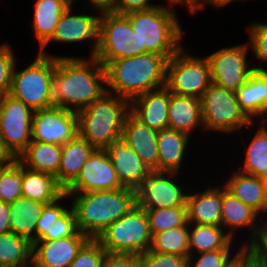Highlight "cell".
Instances as JSON below:
<instances>
[{"label":"cell","mask_w":267,"mask_h":267,"mask_svg":"<svg viewBox=\"0 0 267 267\" xmlns=\"http://www.w3.org/2000/svg\"><path fill=\"white\" fill-rule=\"evenodd\" d=\"M13 45L8 41L0 44V95L9 94L12 84V74L17 60Z\"/></svg>","instance_id":"60d3db41"},{"label":"cell","mask_w":267,"mask_h":267,"mask_svg":"<svg viewBox=\"0 0 267 267\" xmlns=\"http://www.w3.org/2000/svg\"><path fill=\"white\" fill-rule=\"evenodd\" d=\"M33 17L29 22L31 37L38 42V51L53 35L59 19L71 3L68 0H34Z\"/></svg>","instance_id":"4316f807"},{"label":"cell","mask_w":267,"mask_h":267,"mask_svg":"<svg viewBox=\"0 0 267 267\" xmlns=\"http://www.w3.org/2000/svg\"><path fill=\"white\" fill-rule=\"evenodd\" d=\"M130 113V101L105 92L86 108L76 112L78 136L96 149H106L121 139L124 122Z\"/></svg>","instance_id":"5b68a950"},{"label":"cell","mask_w":267,"mask_h":267,"mask_svg":"<svg viewBox=\"0 0 267 267\" xmlns=\"http://www.w3.org/2000/svg\"><path fill=\"white\" fill-rule=\"evenodd\" d=\"M221 226L243 247L254 238L261 227L260 215L231 194L223 184Z\"/></svg>","instance_id":"e0dca14e"},{"label":"cell","mask_w":267,"mask_h":267,"mask_svg":"<svg viewBox=\"0 0 267 267\" xmlns=\"http://www.w3.org/2000/svg\"><path fill=\"white\" fill-rule=\"evenodd\" d=\"M34 110L6 94L0 102V138L18 157L32 141Z\"/></svg>","instance_id":"5bb4252c"},{"label":"cell","mask_w":267,"mask_h":267,"mask_svg":"<svg viewBox=\"0 0 267 267\" xmlns=\"http://www.w3.org/2000/svg\"><path fill=\"white\" fill-rule=\"evenodd\" d=\"M61 154L60 145L31 141L17 160L27 169L56 176L61 163Z\"/></svg>","instance_id":"4dcf8cb0"},{"label":"cell","mask_w":267,"mask_h":267,"mask_svg":"<svg viewBox=\"0 0 267 267\" xmlns=\"http://www.w3.org/2000/svg\"><path fill=\"white\" fill-rule=\"evenodd\" d=\"M102 267H141L140 255L106 253Z\"/></svg>","instance_id":"bcb514c9"},{"label":"cell","mask_w":267,"mask_h":267,"mask_svg":"<svg viewBox=\"0 0 267 267\" xmlns=\"http://www.w3.org/2000/svg\"><path fill=\"white\" fill-rule=\"evenodd\" d=\"M255 123L267 131V103L260 116L256 119Z\"/></svg>","instance_id":"11a10c76"},{"label":"cell","mask_w":267,"mask_h":267,"mask_svg":"<svg viewBox=\"0 0 267 267\" xmlns=\"http://www.w3.org/2000/svg\"><path fill=\"white\" fill-rule=\"evenodd\" d=\"M23 166L17 160L0 169V201L12 203L22 197Z\"/></svg>","instance_id":"74e56055"},{"label":"cell","mask_w":267,"mask_h":267,"mask_svg":"<svg viewBox=\"0 0 267 267\" xmlns=\"http://www.w3.org/2000/svg\"><path fill=\"white\" fill-rule=\"evenodd\" d=\"M193 140L195 141L194 137L174 129L166 128L158 131V171L182 173L184 167L187 166L188 168L190 165H186L189 163L186 161H189L187 158L191 159L189 154L193 150L190 151L189 149L195 143Z\"/></svg>","instance_id":"7402d4cb"},{"label":"cell","mask_w":267,"mask_h":267,"mask_svg":"<svg viewBox=\"0 0 267 267\" xmlns=\"http://www.w3.org/2000/svg\"><path fill=\"white\" fill-rule=\"evenodd\" d=\"M159 253L189 256V223L152 235L150 249Z\"/></svg>","instance_id":"e575fe53"},{"label":"cell","mask_w":267,"mask_h":267,"mask_svg":"<svg viewBox=\"0 0 267 267\" xmlns=\"http://www.w3.org/2000/svg\"><path fill=\"white\" fill-rule=\"evenodd\" d=\"M26 267H36L33 263L29 266H26Z\"/></svg>","instance_id":"94428289"},{"label":"cell","mask_w":267,"mask_h":267,"mask_svg":"<svg viewBox=\"0 0 267 267\" xmlns=\"http://www.w3.org/2000/svg\"><path fill=\"white\" fill-rule=\"evenodd\" d=\"M167 59L154 53L115 59L104 68L107 92L132 101L166 85Z\"/></svg>","instance_id":"3957f363"},{"label":"cell","mask_w":267,"mask_h":267,"mask_svg":"<svg viewBox=\"0 0 267 267\" xmlns=\"http://www.w3.org/2000/svg\"><path fill=\"white\" fill-rule=\"evenodd\" d=\"M78 5L71 4L68 9L63 13L59 22L55 28L54 35L36 52H39L47 56H68L64 54L48 53L46 50L47 46L51 44H65L64 46L78 45L81 47L82 44L92 43L90 46V52L88 55L83 56H94L99 43V19L101 13L88 8L79 10ZM75 8V10H74ZM77 8V10H76ZM89 10V11H88ZM82 13H81V12ZM91 11V12H90ZM93 11V12H92ZM82 43V44H81Z\"/></svg>","instance_id":"30bf717a"},{"label":"cell","mask_w":267,"mask_h":267,"mask_svg":"<svg viewBox=\"0 0 267 267\" xmlns=\"http://www.w3.org/2000/svg\"><path fill=\"white\" fill-rule=\"evenodd\" d=\"M78 231L76 225V215L70 207L54 225H50L49 230L39 240H57L65 237H71Z\"/></svg>","instance_id":"7bdbcfd3"},{"label":"cell","mask_w":267,"mask_h":267,"mask_svg":"<svg viewBox=\"0 0 267 267\" xmlns=\"http://www.w3.org/2000/svg\"><path fill=\"white\" fill-rule=\"evenodd\" d=\"M64 194L56 177L27 169L23 166L22 196L45 204L52 203Z\"/></svg>","instance_id":"d6a6232c"},{"label":"cell","mask_w":267,"mask_h":267,"mask_svg":"<svg viewBox=\"0 0 267 267\" xmlns=\"http://www.w3.org/2000/svg\"><path fill=\"white\" fill-rule=\"evenodd\" d=\"M247 267H257L251 260L249 254L247 253Z\"/></svg>","instance_id":"680465c9"},{"label":"cell","mask_w":267,"mask_h":267,"mask_svg":"<svg viewBox=\"0 0 267 267\" xmlns=\"http://www.w3.org/2000/svg\"><path fill=\"white\" fill-rule=\"evenodd\" d=\"M95 150L94 146L78 135L62 145L61 163L55 177L64 190L77 178L81 168Z\"/></svg>","instance_id":"83f0119b"},{"label":"cell","mask_w":267,"mask_h":267,"mask_svg":"<svg viewBox=\"0 0 267 267\" xmlns=\"http://www.w3.org/2000/svg\"><path fill=\"white\" fill-rule=\"evenodd\" d=\"M31 61L21 68L20 61L16 62L9 95L34 111L52 108L56 57L37 52Z\"/></svg>","instance_id":"8992f818"},{"label":"cell","mask_w":267,"mask_h":267,"mask_svg":"<svg viewBox=\"0 0 267 267\" xmlns=\"http://www.w3.org/2000/svg\"><path fill=\"white\" fill-rule=\"evenodd\" d=\"M184 44L166 65V87L180 96L201 98L211 85V71L205 54L195 55L191 48Z\"/></svg>","instance_id":"ba28073f"},{"label":"cell","mask_w":267,"mask_h":267,"mask_svg":"<svg viewBox=\"0 0 267 267\" xmlns=\"http://www.w3.org/2000/svg\"><path fill=\"white\" fill-rule=\"evenodd\" d=\"M158 131L138 120L131 112L127 115L122 130L121 139L142 159L151 169L158 171Z\"/></svg>","instance_id":"cb8c5ba5"},{"label":"cell","mask_w":267,"mask_h":267,"mask_svg":"<svg viewBox=\"0 0 267 267\" xmlns=\"http://www.w3.org/2000/svg\"><path fill=\"white\" fill-rule=\"evenodd\" d=\"M244 133L248 137H245ZM235 137H237L235 138L237 140L234 141V144L236 145L239 142V146H237L239 147V150L237 153L239 154V151L242 150V147L244 149L242 150L243 154L237 158L239 161L241 159L242 160L239 162L234 158L233 160H231L234 164L232 162L231 164H237L234 167L245 174L253 175L267 180V131L258 126L255 122H252ZM240 138L243 143H240V141L238 140ZM241 156L243 157L241 158ZM234 160L237 161V163Z\"/></svg>","instance_id":"d6986e66"},{"label":"cell","mask_w":267,"mask_h":267,"mask_svg":"<svg viewBox=\"0 0 267 267\" xmlns=\"http://www.w3.org/2000/svg\"><path fill=\"white\" fill-rule=\"evenodd\" d=\"M106 253L97 239H89L69 267H102Z\"/></svg>","instance_id":"b9f144b4"},{"label":"cell","mask_w":267,"mask_h":267,"mask_svg":"<svg viewBox=\"0 0 267 267\" xmlns=\"http://www.w3.org/2000/svg\"><path fill=\"white\" fill-rule=\"evenodd\" d=\"M204 0H184V10L193 15L196 8L203 2Z\"/></svg>","instance_id":"f5cc1de1"},{"label":"cell","mask_w":267,"mask_h":267,"mask_svg":"<svg viewBox=\"0 0 267 267\" xmlns=\"http://www.w3.org/2000/svg\"><path fill=\"white\" fill-rule=\"evenodd\" d=\"M246 29L254 69L267 71V25L262 20H254Z\"/></svg>","instance_id":"8d00e7d4"},{"label":"cell","mask_w":267,"mask_h":267,"mask_svg":"<svg viewBox=\"0 0 267 267\" xmlns=\"http://www.w3.org/2000/svg\"><path fill=\"white\" fill-rule=\"evenodd\" d=\"M106 151L116 171L118 180L124 187L136 189L151 169L142 161L135 150L122 139L112 142Z\"/></svg>","instance_id":"484cf974"},{"label":"cell","mask_w":267,"mask_h":267,"mask_svg":"<svg viewBox=\"0 0 267 267\" xmlns=\"http://www.w3.org/2000/svg\"><path fill=\"white\" fill-rule=\"evenodd\" d=\"M107 253L140 255L150 249L152 235L146 210L137 204L97 238Z\"/></svg>","instance_id":"9c48e42d"},{"label":"cell","mask_w":267,"mask_h":267,"mask_svg":"<svg viewBox=\"0 0 267 267\" xmlns=\"http://www.w3.org/2000/svg\"><path fill=\"white\" fill-rule=\"evenodd\" d=\"M220 249H244L222 226L189 223V255Z\"/></svg>","instance_id":"f1b7e54d"},{"label":"cell","mask_w":267,"mask_h":267,"mask_svg":"<svg viewBox=\"0 0 267 267\" xmlns=\"http://www.w3.org/2000/svg\"><path fill=\"white\" fill-rule=\"evenodd\" d=\"M227 166L229 167V170H227L229 173L219 170L220 180L218 179V181H221L226 189L236 198L261 215L264 212L267 203V180L245 174L236 169L234 165L232 168L231 163L228 165L226 164V167ZM225 174L229 175L226 177Z\"/></svg>","instance_id":"44dd1931"},{"label":"cell","mask_w":267,"mask_h":267,"mask_svg":"<svg viewBox=\"0 0 267 267\" xmlns=\"http://www.w3.org/2000/svg\"><path fill=\"white\" fill-rule=\"evenodd\" d=\"M122 187L106 149H96L64 193L117 190Z\"/></svg>","instance_id":"2e32d148"},{"label":"cell","mask_w":267,"mask_h":267,"mask_svg":"<svg viewBox=\"0 0 267 267\" xmlns=\"http://www.w3.org/2000/svg\"><path fill=\"white\" fill-rule=\"evenodd\" d=\"M170 91L166 86L150 90L130 102V112L143 124L161 131L168 128Z\"/></svg>","instance_id":"603a6c76"},{"label":"cell","mask_w":267,"mask_h":267,"mask_svg":"<svg viewBox=\"0 0 267 267\" xmlns=\"http://www.w3.org/2000/svg\"><path fill=\"white\" fill-rule=\"evenodd\" d=\"M235 93L241 110L255 122L267 103V71L254 70Z\"/></svg>","instance_id":"f546056e"},{"label":"cell","mask_w":267,"mask_h":267,"mask_svg":"<svg viewBox=\"0 0 267 267\" xmlns=\"http://www.w3.org/2000/svg\"><path fill=\"white\" fill-rule=\"evenodd\" d=\"M77 135L76 112L57 106L34 111L32 141L62 146Z\"/></svg>","instance_id":"9a60e30c"},{"label":"cell","mask_w":267,"mask_h":267,"mask_svg":"<svg viewBox=\"0 0 267 267\" xmlns=\"http://www.w3.org/2000/svg\"><path fill=\"white\" fill-rule=\"evenodd\" d=\"M246 1L249 2V0H204L195 10L194 12V16H196L195 14L197 13H201L202 11L204 12L206 10V8H211V9H218V8H228V5L230 4H235L236 2H238L239 4L241 3H246ZM251 1V0H250ZM241 2V3H240ZM201 11V12H199Z\"/></svg>","instance_id":"681fc988"},{"label":"cell","mask_w":267,"mask_h":267,"mask_svg":"<svg viewBox=\"0 0 267 267\" xmlns=\"http://www.w3.org/2000/svg\"><path fill=\"white\" fill-rule=\"evenodd\" d=\"M244 250L257 267H267V228L260 227Z\"/></svg>","instance_id":"f6af8a7d"},{"label":"cell","mask_w":267,"mask_h":267,"mask_svg":"<svg viewBox=\"0 0 267 267\" xmlns=\"http://www.w3.org/2000/svg\"><path fill=\"white\" fill-rule=\"evenodd\" d=\"M71 4H74V5H76V4H78V2H80L79 4H81L82 3V1L83 0H68ZM76 3V4H75Z\"/></svg>","instance_id":"91938a15"},{"label":"cell","mask_w":267,"mask_h":267,"mask_svg":"<svg viewBox=\"0 0 267 267\" xmlns=\"http://www.w3.org/2000/svg\"><path fill=\"white\" fill-rule=\"evenodd\" d=\"M16 161V155L7 147V145L0 138V169L9 167Z\"/></svg>","instance_id":"f907efd6"},{"label":"cell","mask_w":267,"mask_h":267,"mask_svg":"<svg viewBox=\"0 0 267 267\" xmlns=\"http://www.w3.org/2000/svg\"><path fill=\"white\" fill-rule=\"evenodd\" d=\"M200 103L204 135L207 138L208 135L213 138L215 133V137L222 134L218 138L224 140L227 137L234 141L230 135L236 136L252 123L241 110L236 93L213 82L202 94Z\"/></svg>","instance_id":"52a82bcc"},{"label":"cell","mask_w":267,"mask_h":267,"mask_svg":"<svg viewBox=\"0 0 267 267\" xmlns=\"http://www.w3.org/2000/svg\"><path fill=\"white\" fill-rule=\"evenodd\" d=\"M139 55V39L124 14L101 13L99 19V43L95 53L105 66L115 59Z\"/></svg>","instance_id":"7c38bea8"},{"label":"cell","mask_w":267,"mask_h":267,"mask_svg":"<svg viewBox=\"0 0 267 267\" xmlns=\"http://www.w3.org/2000/svg\"><path fill=\"white\" fill-rule=\"evenodd\" d=\"M156 1V2H154ZM159 1V0H158ZM157 0H118L114 13L126 14L131 11L148 10L161 5ZM158 2V4H156Z\"/></svg>","instance_id":"7dc6e473"},{"label":"cell","mask_w":267,"mask_h":267,"mask_svg":"<svg viewBox=\"0 0 267 267\" xmlns=\"http://www.w3.org/2000/svg\"><path fill=\"white\" fill-rule=\"evenodd\" d=\"M182 174L184 172L180 174L151 170L135 189L137 205L143 209L186 206V196L190 188L187 181L191 175Z\"/></svg>","instance_id":"8fae6325"},{"label":"cell","mask_w":267,"mask_h":267,"mask_svg":"<svg viewBox=\"0 0 267 267\" xmlns=\"http://www.w3.org/2000/svg\"><path fill=\"white\" fill-rule=\"evenodd\" d=\"M105 92V68L95 56L56 57L53 77L54 106L78 112Z\"/></svg>","instance_id":"6da1fadb"},{"label":"cell","mask_w":267,"mask_h":267,"mask_svg":"<svg viewBox=\"0 0 267 267\" xmlns=\"http://www.w3.org/2000/svg\"><path fill=\"white\" fill-rule=\"evenodd\" d=\"M141 267H188V257L148 250L140 254Z\"/></svg>","instance_id":"ee69618b"},{"label":"cell","mask_w":267,"mask_h":267,"mask_svg":"<svg viewBox=\"0 0 267 267\" xmlns=\"http://www.w3.org/2000/svg\"><path fill=\"white\" fill-rule=\"evenodd\" d=\"M261 227L267 228V203L264 212L260 215Z\"/></svg>","instance_id":"6f0895ef"},{"label":"cell","mask_w":267,"mask_h":267,"mask_svg":"<svg viewBox=\"0 0 267 267\" xmlns=\"http://www.w3.org/2000/svg\"><path fill=\"white\" fill-rule=\"evenodd\" d=\"M45 203L21 197L10 203L11 232L35 242L36 223Z\"/></svg>","instance_id":"1f68e13d"},{"label":"cell","mask_w":267,"mask_h":267,"mask_svg":"<svg viewBox=\"0 0 267 267\" xmlns=\"http://www.w3.org/2000/svg\"><path fill=\"white\" fill-rule=\"evenodd\" d=\"M168 128L184 132L191 137L195 136L196 138L197 136L198 138L200 136L201 140V135L204 136V129L200 99L170 92Z\"/></svg>","instance_id":"d4e9b609"},{"label":"cell","mask_w":267,"mask_h":267,"mask_svg":"<svg viewBox=\"0 0 267 267\" xmlns=\"http://www.w3.org/2000/svg\"><path fill=\"white\" fill-rule=\"evenodd\" d=\"M162 3L171 4L177 7H182V11H184V0H161ZM159 0V2H161Z\"/></svg>","instance_id":"9f6ffc18"},{"label":"cell","mask_w":267,"mask_h":267,"mask_svg":"<svg viewBox=\"0 0 267 267\" xmlns=\"http://www.w3.org/2000/svg\"><path fill=\"white\" fill-rule=\"evenodd\" d=\"M90 238L77 231L71 237L38 240L33 243L32 263L36 267H69Z\"/></svg>","instance_id":"ffe728a7"},{"label":"cell","mask_w":267,"mask_h":267,"mask_svg":"<svg viewBox=\"0 0 267 267\" xmlns=\"http://www.w3.org/2000/svg\"><path fill=\"white\" fill-rule=\"evenodd\" d=\"M117 1L118 0H83L82 4L79 5H83V7L100 13L114 12L116 10Z\"/></svg>","instance_id":"c3c4849f"},{"label":"cell","mask_w":267,"mask_h":267,"mask_svg":"<svg viewBox=\"0 0 267 267\" xmlns=\"http://www.w3.org/2000/svg\"><path fill=\"white\" fill-rule=\"evenodd\" d=\"M244 249H220L188 256V267H227Z\"/></svg>","instance_id":"f35d334b"},{"label":"cell","mask_w":267,"mask_h":267,"mask_svg":"<svg viewBox=\"0 0 267 267\" xmlns=\"http://www.w3.org/2000/svg\"><path fill=\"white\" fill-rule=\"evenodd\" d=\"M33 244L15 233H0V267H26L32 264Z\"/></svg>","instance_id":"836d02e7"},{"label":"cell","mask_w":267,"mask_h":267,"mask_svg":"<svg viewBox=\"0 0 267 267\" xmlns=\"http://www.w3.org/2000/svg\"><path fill=\"white\" fill-rule=\"evenodd\" d=\"M9 213L10 204L0 201V233H7L11 231Z\"/></svg>","instance_id":"816d5d0a"},{"label":"cell","mask_w":267,"mask_h":267,"mask_svg":"<svg viewBox=\"0 0 267 267\" xmlns=\"http://www.w3.org/2000/svg\"><path fill=\"white\" fill-rule=\"evenodd\" d=\"M66 194L76 215L78 231L90 239H97L110 224L137 204L135 189L129 187Z\"/></svg>","instance_id":"277c9868"},{"label":"cell","mask_w":267,"mask_h":267,"mask_svg":"<svg viewBox=\"0 0 267 267\" xmlns=\"http://www.w3.org/2000/svg\"><path fill=\"white\" fill-rule=\"evenodd\" d=\"M210 177L206 186L205 183L202 185V177H199L201 179L199 189L195 185L189 188L186 196L188 223L221 226L222 183L217 180L215 182L212 180L213 177Z\"/></svg>","instance_id":"ac0fdd59"},{"label":"cell","mask_w":267,"mask_h":267,"mask_svg":"<svg viewBox=\"0 0 267 267\" xmlns=\"http://www.w3.org/2000/svg\"><path fill=\"white\" fill-rule=\"evenodd\" d=\"M219 48L205 56L210 65L211 80L226 90L236 92L255 70L249 44L246 41Z\"/></svg>","instance_id":"4fadbf2b"},{"label":"cell","mask_w":267,"mask_h":267,"mask_svg":"<svg viewBox=\"0 0 267 267\" xmlns=\"http://www.w3.org/2000/svg\"><path fill=\"white\" fill-rule=\"evenodd\" d=\"M227 267H247V252L244 250L230 265Z\"/></svg>","instance_id":"db71d44e"},{"label":"cell","mask_w":267,"mask_h":267,"mask_svg":"<svg viewBox=\"0 0 267 267\" xmlns=\"http://www.w3.org/2000/svg\"><path fill=\"white\" fill-rule=\"evenodd\" d=\"M177 8L161 3L148 10L124 14L138 35L139 55L154 53L169 60L185 44L187 31L182 28Z\"/></svg>","instance_id":"7a4b0ae2"},{"label":"cell","mask_w":267,"mask_h":267,"mask_svg":"<svg viewBox=\"0 0 267 267\" xmlns=\"http://www.w3.org/2000/svg\"><path fill=\"white\" fill-rule=\"evenodd\" d=\"M70 207L71 200L69 195L66 193H64L56 201L45 204L36 223L35 242L38 241L46 233V230H49L50 225H54L56 220L61 217Z\"/></svg>","instance_id":"ab89813d"},{"label":"cell","mask_w":267,"mask_h":267,"mask_svg":"<svg viewBox=\"0 0 267 267\" xmlns=\"http://www.w3.org/2000/svg\"><path fill=\"white\" fill-rule=\"evenodd\" d=\"M145 210L151 235L167 231L168 229L185 226L188 223L186 206Z\"/></svg>","instance_id":"d590c367"}]
</instances>
